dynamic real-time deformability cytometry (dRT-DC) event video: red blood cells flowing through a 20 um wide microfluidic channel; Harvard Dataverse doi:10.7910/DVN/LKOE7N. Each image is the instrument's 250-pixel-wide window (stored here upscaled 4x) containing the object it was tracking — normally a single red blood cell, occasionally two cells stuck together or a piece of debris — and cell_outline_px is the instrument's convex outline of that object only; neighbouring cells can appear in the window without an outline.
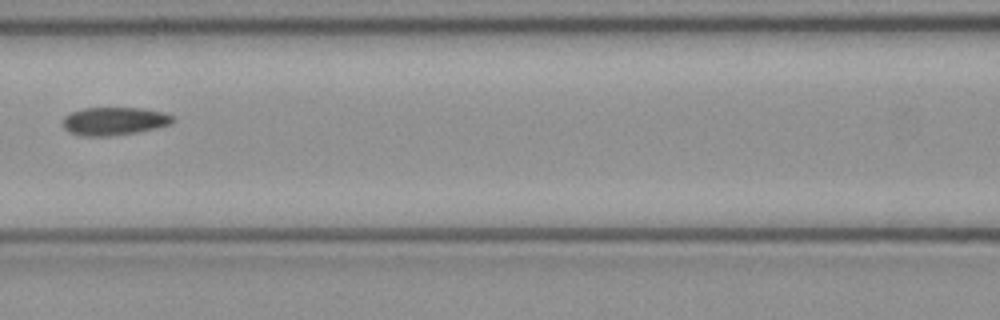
{"species": "common noctule bat (a hibernating species)", "species_latin": "Nyctalus noctula", "temperature_condition": "cold", "stored_images_in_passage": 5, "camera_frame_rate_fps": 3000, "um_per_image_px": 0.085, "animal": {"sex": "female", "body_mass_g": 21.9}, "frame": {"image": 1, "passage_image": 4, "time_ms": 1.0, "image_size_px": [1000, 320], "cell_outline_px": [[176, 120], [172, 124], [156, 128], [136, 132], [112, 136], [80, 136], [68, 132], [64, 128], [64, 116], [72, 112], [84, 108], [140, 108], [164, 112], [172, 116]], "centroid_in_image_um": [9.72, 10.3], "position_along_channel_um": 156.9, "area_um2": 18.03}}
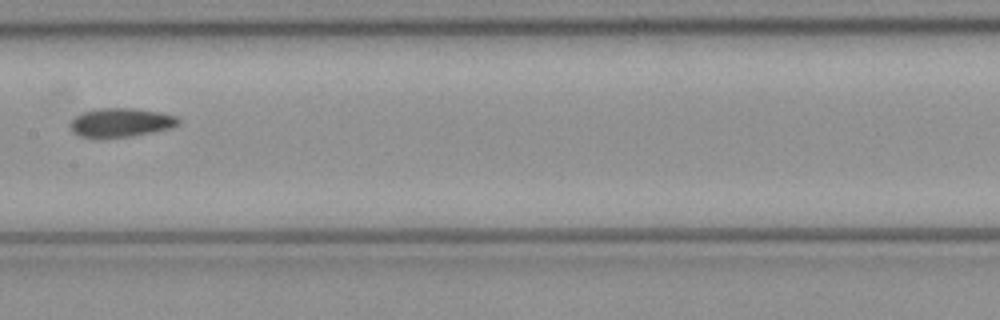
{"frame": {"image": 2, "passage_image": 5, "time_ms": 1.333, "image_size_px": [1000, 320], "cell_outline_px": [[180, 124], [172, 128], [132, 136], [80, 136], [72, 132], [68, 124], [76, 116], [84, 112], [96, 108], [136, 108], [160, 112], [176, 116], [180, 120]], "centroid_in_image_um": [10.3, 10.39], "position_along_channel_um": 197.1, "area_um2": 18.03}}